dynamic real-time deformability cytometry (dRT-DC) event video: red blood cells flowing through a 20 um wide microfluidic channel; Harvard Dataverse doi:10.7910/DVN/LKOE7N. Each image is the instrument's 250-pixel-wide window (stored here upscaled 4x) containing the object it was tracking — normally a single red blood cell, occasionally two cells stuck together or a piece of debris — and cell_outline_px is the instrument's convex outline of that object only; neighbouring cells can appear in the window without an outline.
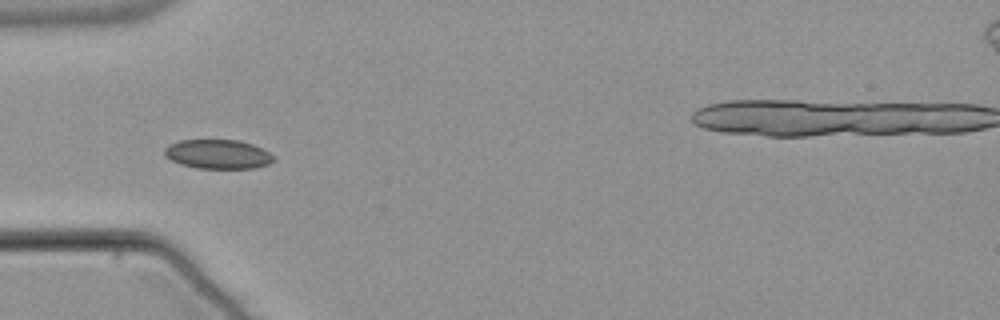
{"species": "common noctule bat (a hibernating species)", "species_latin": "Nyctalus noctula", "temperature_condition": "warm", "stored_images_in_passage": 39, "camera_frame_rate_fps": 3000, "um_per_image_px": 0.085, "animal": {"sex": "male", "body_mass_g": 21.5, "forearm_length_mm": 52.0}, "frame": {"image": 1, "passage_image": 1, "time_ms": 0.0, "image_size_px": [1000, 320], "cell_outline_px": [[276, 160], [268, 164], [256, 168], [196, 168], [180, 164], [164, 156], [164, 148], [180, 140], [240, 140], [252, 144], [268, 152]], "centroid_in_image_um": [18.52, 13.11], "position_along_channel_um": 66.5, "area_um2": 18.5}}
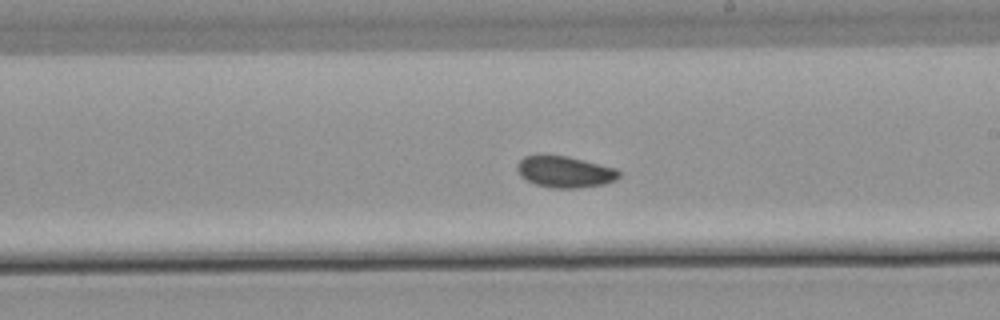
{"frame": {"image": 2, "passage_image": 15, "time_ms": 4.667, "image_size_px": [1000, 320], "cell_outline_px": [[620, 176], [616, 180], [604, 184], [576, 188], [552, 188], [536, 184], [520, 176], [516, 168], [516, 164], [524, 156], [568, 156], [616, 168], [620, 172]], "centroid_in_image_um": [48.03, 14.61], "position_along_channel_um": 241.0, "area_um2": 18.5}}
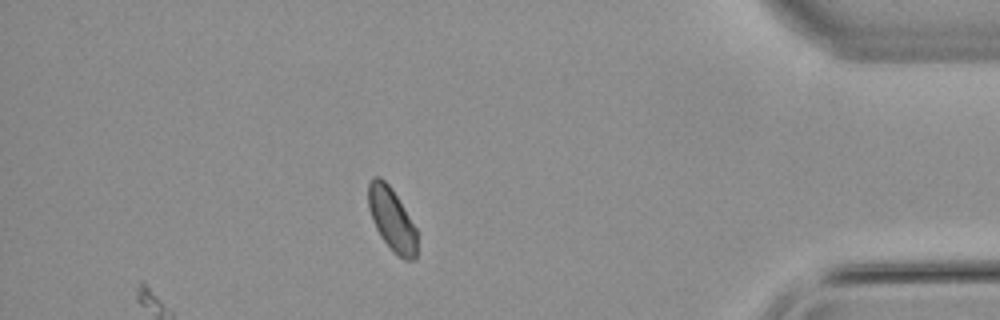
{"frame": {"image": 3, "passage_image": 31, "time_ms": 10.0, "image_size_px": [1000, 320], "cell_outline_px": [[416, 260], [404, 260], [380, 236], [372, 220], [368, 208], [368, 184], [372, 176], [380, 176], [392, 188], [416, 228]], "centroid_in_image_um": [33.28, 18.6], "position_along_channel_um": 401.9, "area_um2": 17.69}, "authors_computed_cell_mechanics": {"area_um2": 18.3226, "velocity_mm_per_s": 3.7653, "shape_relaxation_time_tau1_ms": null, "shape_relaxation_time_tau2_ms": 2.5462, "deformation_change_tau1": null, "deformation_change_tau2": 0.0448}}